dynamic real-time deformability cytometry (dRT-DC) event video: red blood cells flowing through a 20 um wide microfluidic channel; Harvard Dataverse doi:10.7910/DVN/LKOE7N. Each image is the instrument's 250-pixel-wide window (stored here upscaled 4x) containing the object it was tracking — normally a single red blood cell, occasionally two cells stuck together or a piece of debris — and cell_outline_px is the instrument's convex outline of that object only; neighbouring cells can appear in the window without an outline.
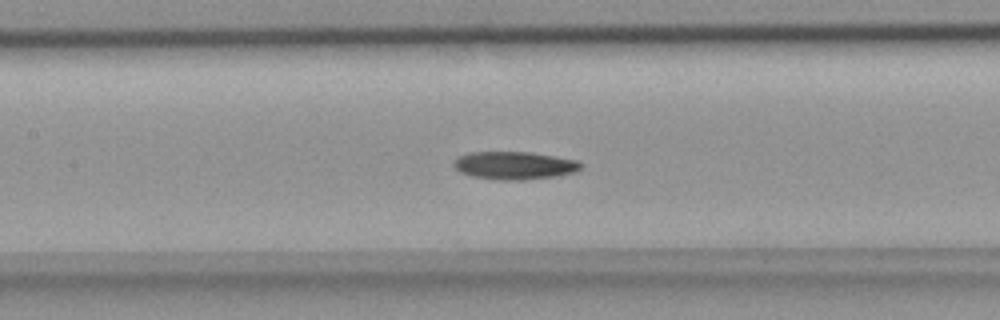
{"species": "common noctule bat (a hibernating species)", "species_latin": "Nyctalus noctula", "temperature_condition": "room temperature", "stored_images_in_passage": 36, "camera_frame_rate_fps": 3000, "um_per_image_px": 0.085, "animal": {"sex": "female", "body_mass_g": 18.4}, "frame": {"image": 1, "passage_image": 8, "time_ms": 2.333, "image_size_px": [1000, 320], "cell_outline_px": [[584, 164], [576, 172], [556, 176], [524, 180], [504, 180], [472, 176], [460, 172], [452, 164], [460, 156], [468, 152], [532, 152], [580, 160]], "centroid_in_image_um": [43.79, 14.06], "position_along_channel_um": 163.6, "area_um2": 20.75}}
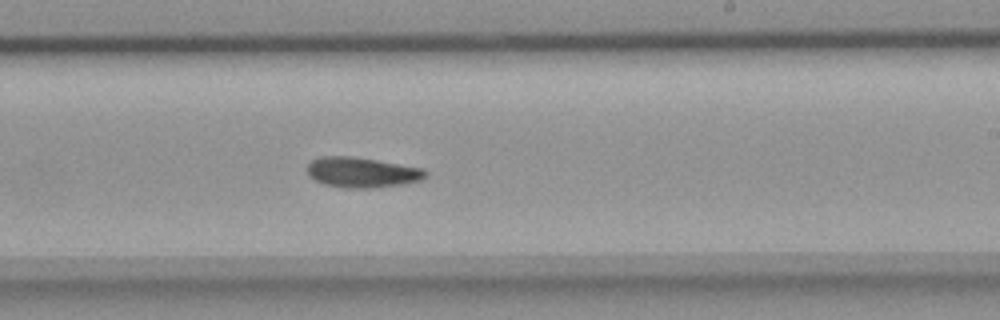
{"frame": {"image": 2, "passage_image": 15, "time_ms": 4.667, "image_size_px": [1000, 320], "cell_outline_px": [[428, 172], [420, 180], [400, 184], [376, 188], [344, 188], [324, 184], [308, 176], [308, 164], [312, 160], [320, 156], [352, 156], [424, 168]], "centroid_in_image_um": [30.74, 14.65], "position_along_channel_um": 258.3, "area_um2": 20.81}}
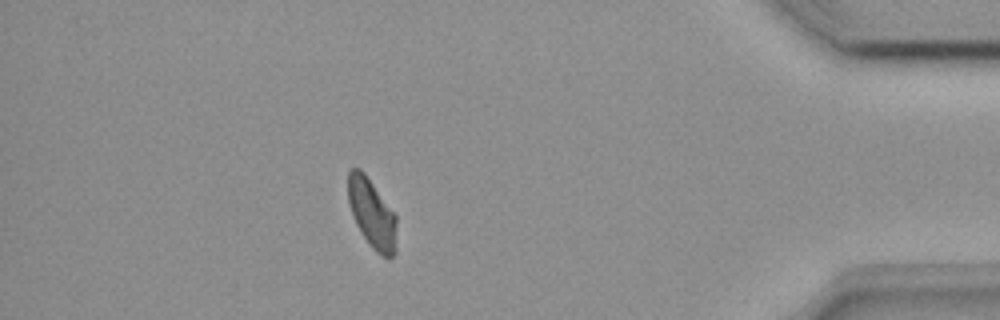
{"frame": {"image": 3, "passage_image": 29, "time_ms": 9.333, "image_size_px": [1000, 320], "cell_outline_px": [[396, 252], [388, 260], [380, 256], [368, 244], [360, 232], [352, 216], [348, 204], [348, 172], [352, 168], [360, 168], [364, 172], [396, 216]], "centroid_in_image_um": [31.6, 18.2], "position_along_channel_um": 403.6, "area_um2": 19.77}}